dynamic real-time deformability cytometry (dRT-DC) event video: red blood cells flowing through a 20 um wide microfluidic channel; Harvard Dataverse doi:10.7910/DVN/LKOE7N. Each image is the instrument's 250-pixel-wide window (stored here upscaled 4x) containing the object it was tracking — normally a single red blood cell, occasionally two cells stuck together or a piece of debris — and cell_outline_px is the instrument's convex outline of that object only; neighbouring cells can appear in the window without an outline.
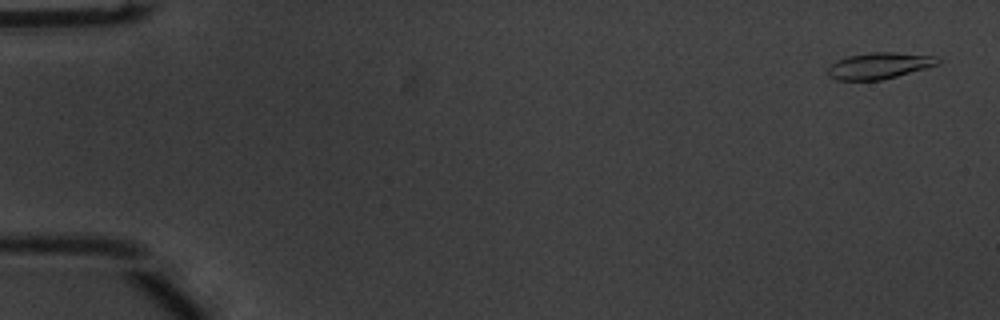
{"species": "common noctule bat (a hibernating species)", "species_latin": "Nyctalus noctula", "temperature_condition": "warm", "stored_images_in_passage": 34, "camera_frame_rate_fps": 3000, "um_per_image_px": 0.085, "animal": {"sex": "male", "body_mass_g": 20.1, "forearm_length_mm": 53.5}, "frame": {"image": 1, "passage_image": 2, "time_ms": 0.333, "image_size_px": [1000, 320], "cell_outline_px": [[940, 64], [928, 68], [880, 80], [836, 80], [828, 76], [828, 68], [836, 60], [848, 56], [868, 52], [896, 52], [936, 56], [940, 60]], "centroid_in_image_um": [74.75, 5.58], "position_along_channel_um": 10.2, "area_um2": 16.99}}
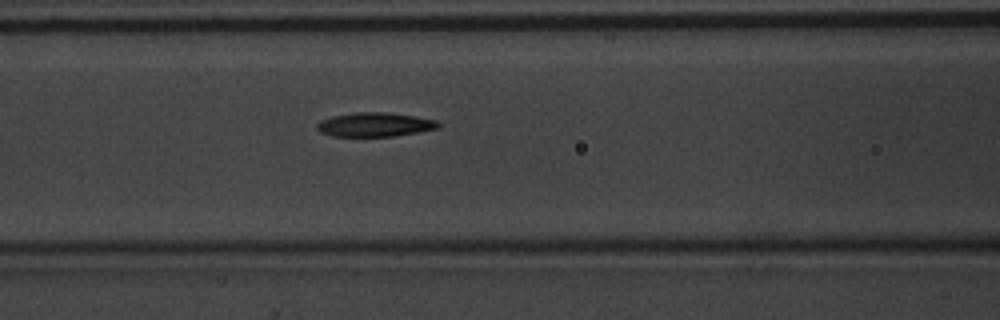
{"frame": {"image": 2, "passage_image": 23, "time_ms": 7.333, "image_size_px": [1000, 320], "cell_outline_px": [[440, 128], [392, 136], [332, 136], [320, 132], [316, 128], [316, 124], [320, 120], [332, 116], [356, 112], [388, 112], [416, 116], [436, 120], [440, 124]], "centroid_in_image_um": [31.84, 10.58], "position_along_channel_um": 134.8, "area_um2": 17.05}}
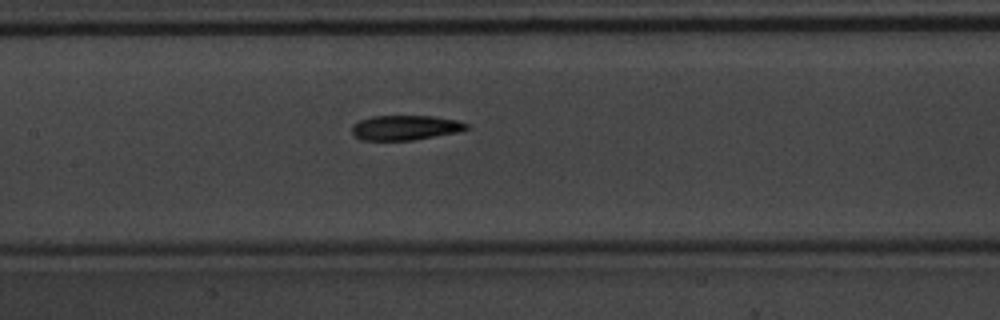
{"frame": {"image": 3, "passage_image": 26, "time_ms": 8.333, "image_size_px": [1000, 320], "cell_outline_px": [[468, 128], [460, 132], [412, 140], [360, 140], [352, 136], [352, 124], [360, 120], [372, 116], [436, 116], [456, 120], [468, 124]], "centroid_in_image_um": [34.42, 10.85], "position_along_channel_um": 173.0, "area_um2": 16.7}}